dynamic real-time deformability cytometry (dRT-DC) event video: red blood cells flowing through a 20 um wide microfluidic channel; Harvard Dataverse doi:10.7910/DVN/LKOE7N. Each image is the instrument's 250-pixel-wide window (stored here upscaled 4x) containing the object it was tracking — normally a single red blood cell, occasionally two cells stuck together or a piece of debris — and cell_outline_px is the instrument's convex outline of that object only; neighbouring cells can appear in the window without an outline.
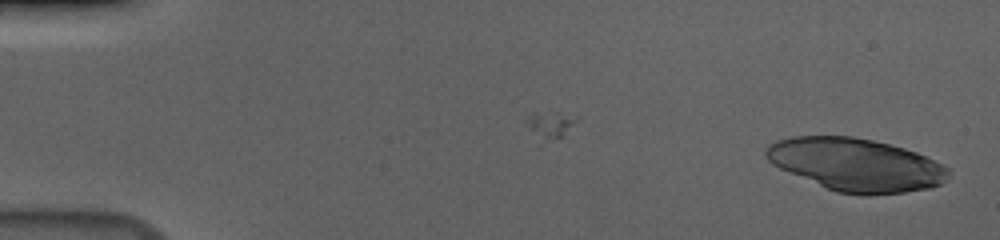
{"species": "human", "species_latin": "Homo sapiens", "temperature_condition": "cold", "stored_images_in_passage": 13, "camera_frame_rate_fps": 3000, "um_per_image_px": 0.085, "donor": {"sex": "male"}, "frame": {"image": 1, "passage_image": 1, "time_ms": 0.0, "image_size_px": [1000, 240], "cell_outline_px": [[948, 172], [944, 180], [940, 184], [928, 188], [904, 192], [868, 196], [864, 196], [836, 192], [780, 168], [772, 164], [764, 156], [764, 152], [776, 140], [792, 136], [852, 136], [872, 140], [904, 148], [916, 152], [948, 168]], "centroid_in_image_um": [72.72, 14.0], "position_along_channel_um": 12.3, "area_um2": 55.66}}